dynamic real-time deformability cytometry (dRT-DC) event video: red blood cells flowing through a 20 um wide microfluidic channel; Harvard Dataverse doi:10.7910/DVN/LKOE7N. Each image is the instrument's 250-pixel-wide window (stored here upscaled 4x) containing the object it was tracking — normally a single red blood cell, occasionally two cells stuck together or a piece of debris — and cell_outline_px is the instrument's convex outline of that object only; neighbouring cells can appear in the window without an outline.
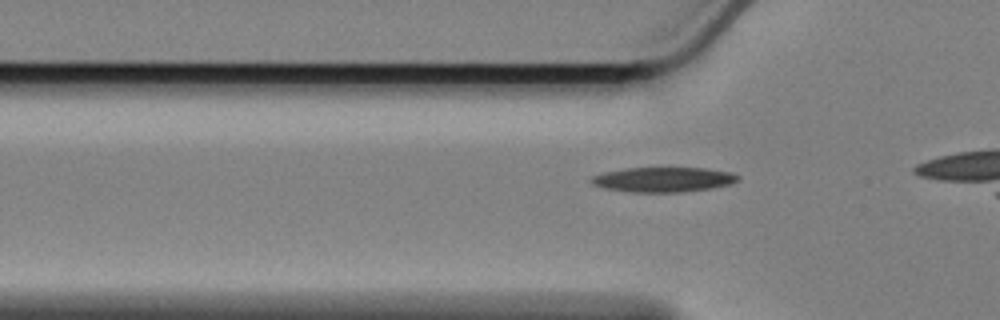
{"species": "Egyptian fruit bat (a non-hibernating species)", "species_latin": "Rousettus aegyptiacus", "temperature_condition": "cold", "stored_images_in_passage": 13, "camera_frame_rate_fps": 3000, "um_per_image_px": 0.085, "animal": {"sex": "female"}, "frame": {"image": 1, "passage_image": 6, "time_ms": 1.667, "image_size_px": [1000, 320], "cell_outline_px": [[740, 180], [728, 184], [708, 188], [680, 192], [632, 192], [608, 188], [592, 184], [588, 180], [592, 176], [604, 172], [624, 168], [704, 168], [732, 172], [740, 176]], "centroid_in_image_um": [56.37, 15.25], "position_along_channel_um": 69.4, "area_um2": 21.04}}
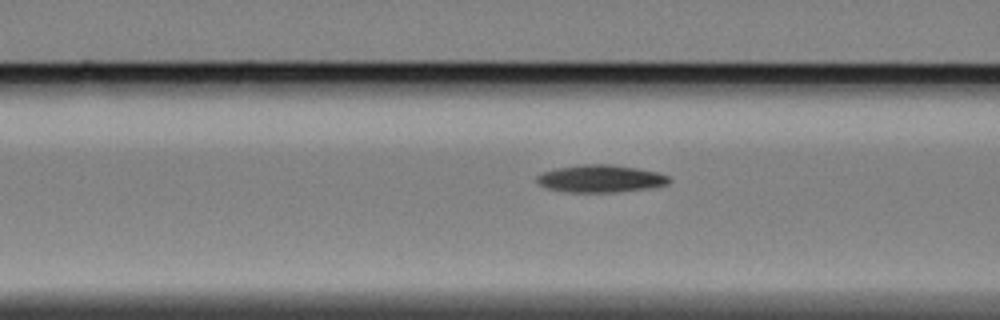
{"frame": {"image": 2, "passage_image": 10, "time_ms": 3.0, "image_size_px": [1000, 320], "cell_outline_px": [[672, 180], [668, 184], [652, 188], [616, 192], [568, 192], [544, 188], [536, 180], [536, 176], [544, 172], [556, 168], [584, 164], [612, 164], [636, 168], [656, 172], [668, 176]], "centroid_in_image_um": [51.05, 15.19], "position_along_channel_um": 115.5, "area_um2": 21.21}}